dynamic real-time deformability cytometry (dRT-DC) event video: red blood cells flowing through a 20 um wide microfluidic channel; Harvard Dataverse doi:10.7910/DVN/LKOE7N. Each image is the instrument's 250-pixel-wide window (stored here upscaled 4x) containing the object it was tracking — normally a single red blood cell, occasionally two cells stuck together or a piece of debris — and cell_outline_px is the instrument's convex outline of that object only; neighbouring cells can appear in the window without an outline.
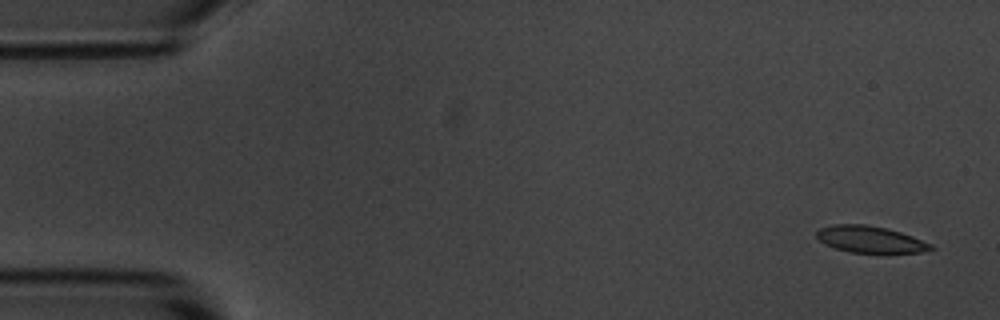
{"species": "common noctule bat (a hibernating species)", "species_latin": "Nyctalus noctula", "temperature_condition": "room temperature", "stored_images_in_passage": 6, "camera_frame_rate_fps": 3000, "um_per_image_px": 0.085, "animal": {"sex": "male", "body_mass_g": 20.1, "forearm_length_mm": 53.5}, "frame": {"image": 1, "passage_image": 1, "time_ms": 0.0, "image_size_px": [1000, 320], "cell_outline_px": [[936, 248], [920, 252], [848, 252], [824, 244], [816, 236], [816, 232], [820, 228], [832, 224], [864, 224], [888, 228], [912, 236], [932, 244]], "centroid_in_image_um": [73.95, 20.33], "position_along_channel_um": 11.1, "area_um2": 17.63}}
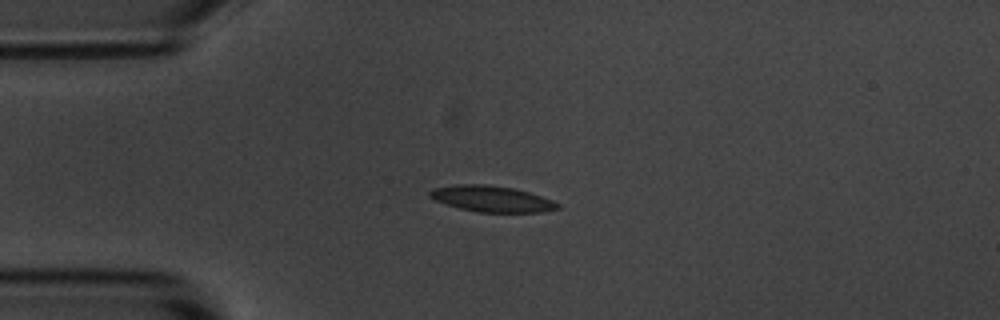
{"frame": {"image": 2, "passage_image": 4, "time_ms": 3.667, "image_size_px": [1000, 320], "cell_outline_px": [[560, 208], [544, 212], [476, 212], [444, 204], [428, 196], [428, 192], [432, 188], [456, 184], [484, 184], [512, 188], [528, 192], [552, 200], [560, 204]], "centroid_in_image_um": [41.77, 16.9], "position_along_channel_um": 43.2, "area_um2": 19.42}}